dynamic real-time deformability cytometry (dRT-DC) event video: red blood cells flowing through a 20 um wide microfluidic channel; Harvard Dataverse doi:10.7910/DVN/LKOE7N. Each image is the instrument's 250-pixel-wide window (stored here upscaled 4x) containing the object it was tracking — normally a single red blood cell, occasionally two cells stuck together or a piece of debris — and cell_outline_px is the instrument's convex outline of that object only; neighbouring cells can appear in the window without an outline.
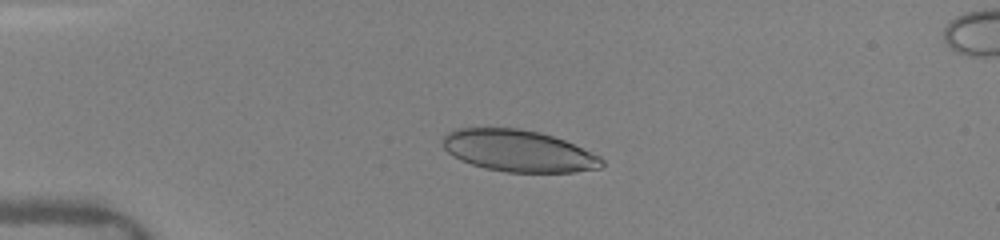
{"species": "human", "species_latin": "Homo sapiens", "temperature_condition": "warm", "stored_images_in_passage": 11, "camera_frame_rate_fps": 3000, "um_per_image_px": 0.085, "donor": {"sex": "female"}, "frame": {"image": 1, "passage_image": 5, "time_ms": 3.0, "image_size_px": [1000, 240], "cell_outline_px": [[604, 164], [600, 168], [572, 172], [508, 172], [484, 168], [460, 160], [448, 152], [444, 148], [444, 136], [448, 132], [456, 128], [520, 128], [540, 132], [564, 140], [600, 156], [604, 160]], "centroid_in_image_um": [44.07, 12.82], "position_along_channel_um": 40.9, "area_um2": 38.49}}
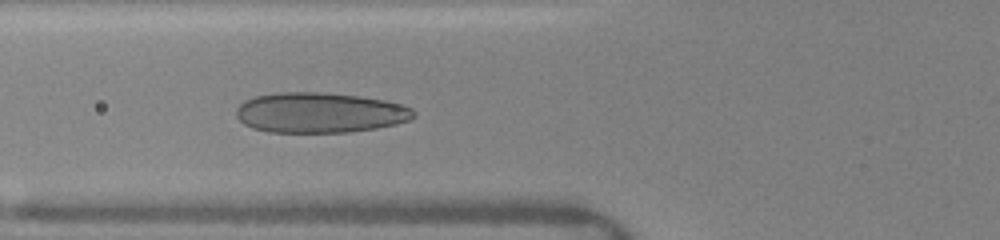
{"frame": {"image": 2, "passage_image": 8, "time_ms": 5.333, "image_size_px": [1000, 240], "cell_outline_px": [[416, 116], [408, 120], [396, 124], [376, 128], [348, 132], [268, 132], [252, 128], [244, 124], [236, 116], [236, 108], [244, 100], [256, 96], [280, 92], [316, 92], [360, 96], [384, 100], [404, 104], [412, 108], [416, 112]], "centroid_in_image_um": [27.19, 9.57], "position_along_channel_um": 98.6, "area_um2": 41.79}}
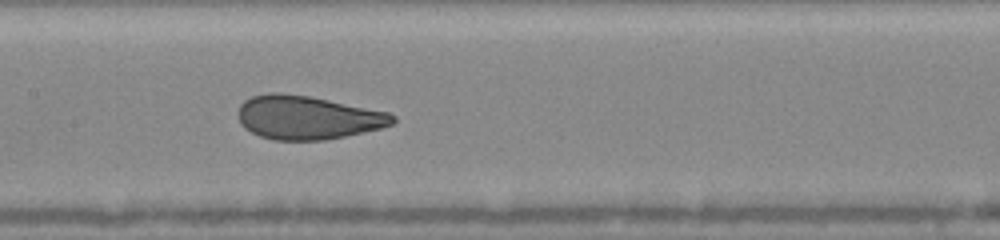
{"frame": {"image": 3, "passage_image": 10, "time_ms": 7.333, "image_size_px": [1000, 240], "cell_outline_px": [[396, 120], [392, 124], [380, 128], [344, 136], [324, 140], [272, 140], [260, 136], [244, 128], [240, 124], [236, 116], [236, 112], [240, 104], [244, 100], [252, 96], [268, 92], [280, 92], [308, 96], [388, 112], [396, 116]], "centroid_in_image_um": [26.07, 9.98], "position_along_channel_um": 181.3, "area_um2": 39.36}}